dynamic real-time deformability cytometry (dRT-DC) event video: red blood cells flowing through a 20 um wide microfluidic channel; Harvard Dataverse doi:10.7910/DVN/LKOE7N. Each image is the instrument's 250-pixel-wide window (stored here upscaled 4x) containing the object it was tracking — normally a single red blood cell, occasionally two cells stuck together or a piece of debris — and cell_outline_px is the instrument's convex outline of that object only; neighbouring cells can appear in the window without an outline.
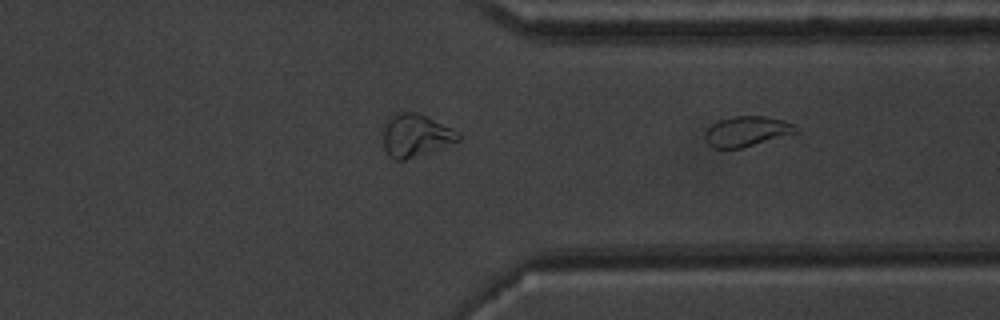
{"species": "common noctule bat (a hibernating species)", "species_latin": "Nyctalus noctula", "temperature_condition": "warm", "stored_images_in_passage": 36, "camera_frame_rate_fps": 3000, "um_per_image_px": 0.085, "animal": {"sex": "male", "body_mass_g": 20.1, "forearm_length_mm": 53.5}, "frame": {"image": 1, "passage_image": 36, "time_ms": 11.667, "image_size_px": [1000, 320], "cell_outline_px": [[800, 132], [740, 148], [712, 148], [708, 144], [704, 136], [704, 132], [712, 124], [720, 120], [736, 116], [764, 116], [784, 120], [796, 124], [800, 128]], "centroid_in_image_um": [63.52, 11.16], "position_along_channel_um": 347.9, "area_um2": 16.07}}